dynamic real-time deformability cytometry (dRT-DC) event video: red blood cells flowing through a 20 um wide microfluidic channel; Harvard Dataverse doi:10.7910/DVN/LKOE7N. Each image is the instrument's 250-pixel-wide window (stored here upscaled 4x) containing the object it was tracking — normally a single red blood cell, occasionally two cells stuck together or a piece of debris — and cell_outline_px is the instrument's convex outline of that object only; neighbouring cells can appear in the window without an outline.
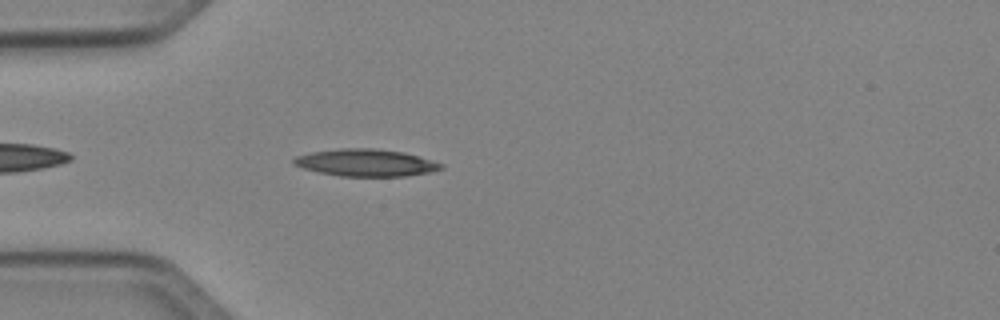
{"species": "Egyptian fruit bat (a non-hibernating species)", "species_latin": "Rousettus aegyptiacus", "temperature_condition": "cold", "stored_images_in_passage": 37, "camera_frame_rate_fps": 3000, "um_per_image_px": 0.085, "animal": {"sex": "female"}, "frame": {"image": 1, "passage_image": 4, "time_ms": 1.0, "image_size_px": [1000, 320], "cell_outline_px": [[440, 168], [428, 172], [404, 176], [340, 176], [320, 172], [304, 168], [296, 164], [292, 160], [296, 156], [316, 152], [348, 148], [364, 148], [400, 152], [416, 156], [440, 164]], "centroid_in_image_um": [31.04, 13.84], "position_along_channel_um": 54.0, "area_um2": 22.2}}
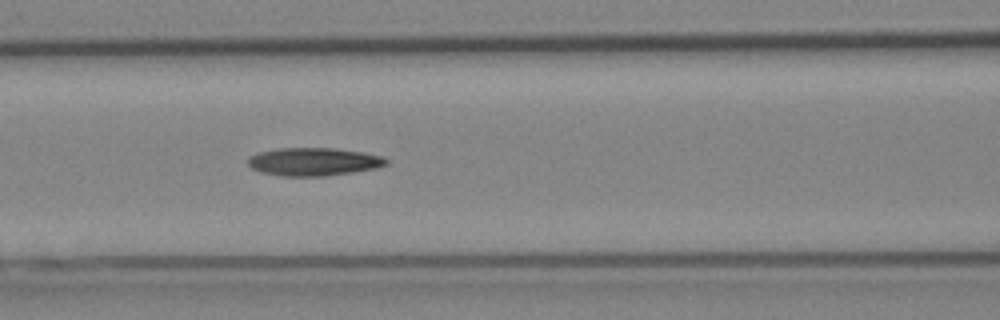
{"frame": {"image": 2, "passage_image": 11, "time_ms": 3.333, "image_size_px": [1000, 320], "cell_outline_px": [[388, 164], [372, 168], [348, 172], [320, 176], [284, 176], [264, 172], [252, 168], [248, 164], [248, 160], [252, 156], [260, 152], [284, 148], [328, 148], [360, 152], [380, 156], [388, 160]], "centroid_in_image_um": [26.64, 13.74], "position_along_channel_um": 140.0, "area_um2": 21.73}}
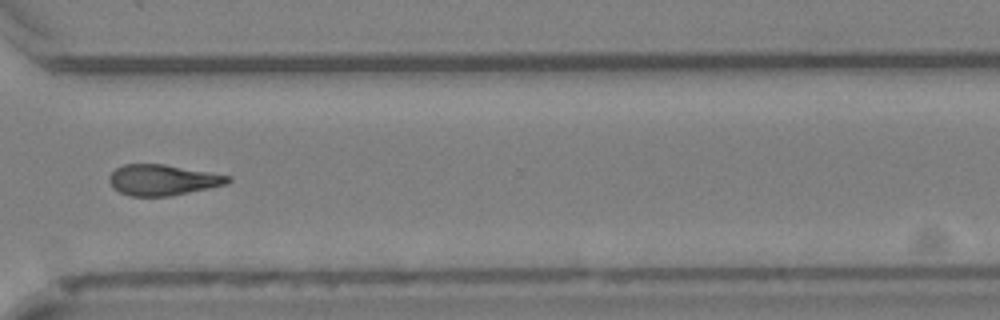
{"frame": {"image": 3, "passage_image": 27, "time_ms": 8.667, "image_size_px": [1000, 320], "cell_outline_px": [[232, 180], [224, 184], [168, 196], [132, 196], [120, 192], [112, 184], [108, 176], [116, 168], [124, 164], [160, 164], [232, 176]], "centroid_in_image_um": [13.8, 15.29], "position_along_channel_um": 356.8, "area_um2": 20.63}}